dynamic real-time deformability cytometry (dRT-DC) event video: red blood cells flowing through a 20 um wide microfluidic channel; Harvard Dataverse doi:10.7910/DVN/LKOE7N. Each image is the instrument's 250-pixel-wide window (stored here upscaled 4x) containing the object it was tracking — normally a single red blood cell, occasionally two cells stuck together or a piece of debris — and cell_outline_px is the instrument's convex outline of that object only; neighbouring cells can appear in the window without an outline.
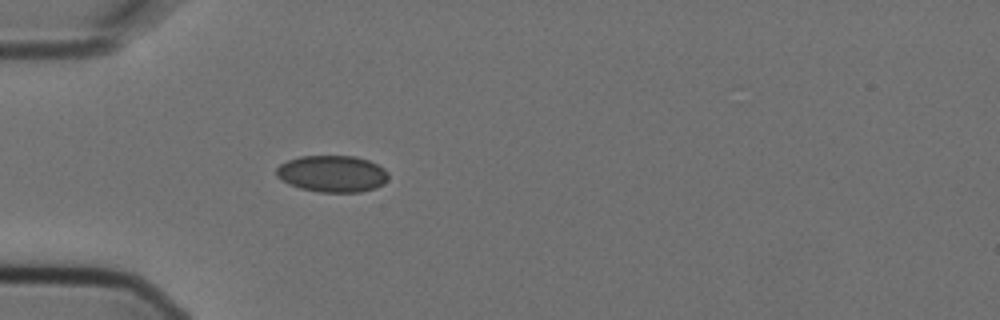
{"species": "Egyptian fruit bat (a non-hibernating species)", "species_latin": "Rousettus aegyptiacus", "temperature_condition": "cold", "stored_images_in_passage": 5, "camera_frame_rate_fps": 3000, "um_per_image_px": 0.085, "animal": {"sex": "female"}, "frame": {"image": 1, "passage_image": 5, "time_ms": 1.333, "image_size_px": [1000, 320], "cell_outline_px": [[388, 180], [384, 184], [376, 188], [360, 192], [320, 192], [300, 188], [288, 184], [276, 176], [276, 168], [280, 164], [288, 160], [300, 156], [356, 156], [368, 160], [384, 168], [388, 172]], "centroid_in_image_um": [28.25, 14.77], "position_along_channel_um": 56.7, "area_um2": 24.1}}